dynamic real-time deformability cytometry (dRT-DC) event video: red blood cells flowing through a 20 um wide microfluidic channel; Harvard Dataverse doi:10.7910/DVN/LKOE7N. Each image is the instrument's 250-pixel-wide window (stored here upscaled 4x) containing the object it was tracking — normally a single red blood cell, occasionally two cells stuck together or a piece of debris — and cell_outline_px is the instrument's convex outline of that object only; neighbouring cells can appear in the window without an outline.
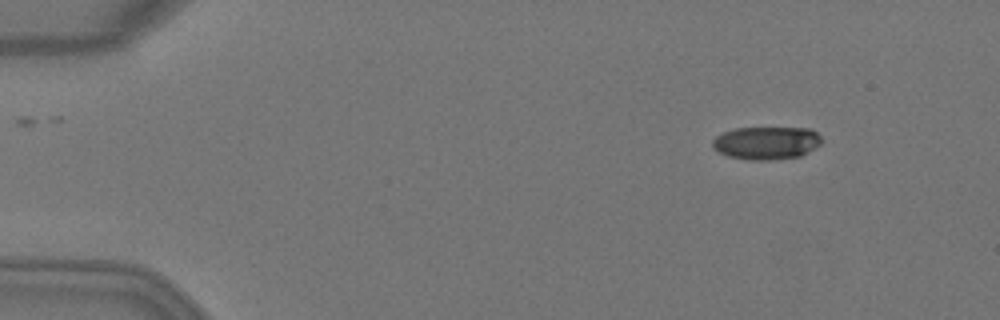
{"species": "Egyptian fruit bat (a non-hibernating species)", "species_latin": "Rousettus aegyptiacus", "temperature_condition": "warm", "stored_images_in_passage": 4, "camera_frame_rate_fps": 3000, "um_per_image_px": 0.085, "animal": {"sex": "female"}, "frame": {"image": 1, "passage_image": 1, "time_ms": 0.0, "image_size_px": [1000, 320], "cell_outline_px": [[820, 144], [808, 152], [800, 156], [772, 160], [752, 160], [728, 156], [712, 148], [712, 140], [716, 136], [732, 128], [812, 128], [820, 136]], "centroid_in_image_um": [65.13, 12.14], "position_along_channel_um": 19.9, "area_um2": 20.92}}
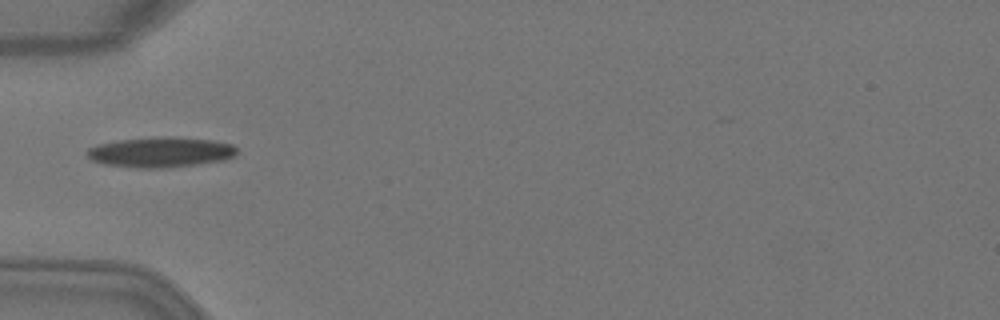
{"frame": {"image": 2, "passage_image": 4, "time_ms": 1.0, "image_size_px": [1000, 320], "cell_outline_px": [[236, 156], [224, 160], [196, 164], [160, 168], [136, 168], [104, 164], [92, 160], [84, 152], [88, 148], [96, 144], [120, 140], [164, 136], [212, 140], [232, 144], [236, 148]], "centroid_in_image_um": [13.62, 12.93], "position_along_channel_um": 71.4, "area_um2": 26.36}}